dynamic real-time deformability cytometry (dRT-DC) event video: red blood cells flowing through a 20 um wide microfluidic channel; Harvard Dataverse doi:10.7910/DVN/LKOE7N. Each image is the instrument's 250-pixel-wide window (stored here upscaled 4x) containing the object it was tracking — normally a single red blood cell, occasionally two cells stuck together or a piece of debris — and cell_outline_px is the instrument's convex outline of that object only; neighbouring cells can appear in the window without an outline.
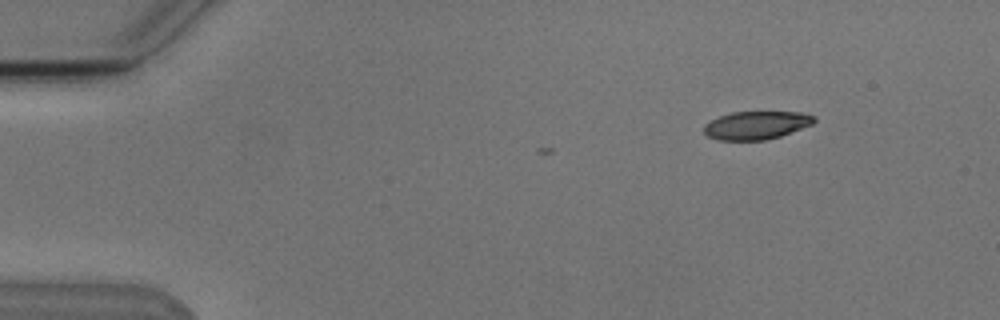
{"species": "Egyptian fruit bat (a non-hibernating species)", "species_latin": "Rousettus aegyptiacus", "temperature_condition": "cold", "stored_images_in_passage": 6, "camera_frame_rate_fps": 3000, "um_per_image_px": 0.085, "animal": {"sex": "male"}, "frame": {"image": 1, "passage_image": 1, "time_ms": 0.0, "image_size_px": [1000, 320], "cell_outline_px": [[816, 120], [812, 124], [780, 136], [764, 140], [720, 140], [708, 136], [704, 132], [704, 124], [720, 116], [732, 112], [804, 112], [816, 116]], "centroid_in_image_um": [64.31, 10.64], "position_along_channel_um": 20.7, "area_um2": 17.98}}
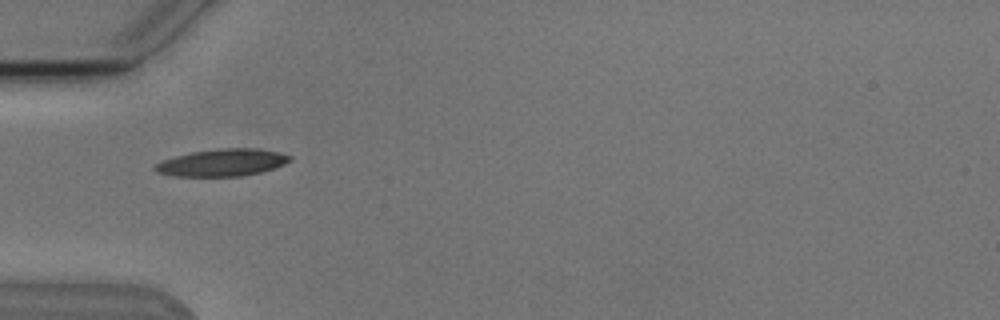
{"frame": {"image": 2, "passage_image": 4, "time_ms": 3.667, "image_size_px": [1000, 320], "cell_outline_px": [[292, 160], [284, 164], [260, 172], [240, 176], [176, 176], [156, 172], [152, 168], [156, 164], [164, 160], [176, 156], [192, 152], [216, 148], [256, 148], [276, 152], [292, 156]], "centroid_in_image_um": [18.88, 13.81], "position_along_channel_um": 66.1, "area_um2": 21.15}}
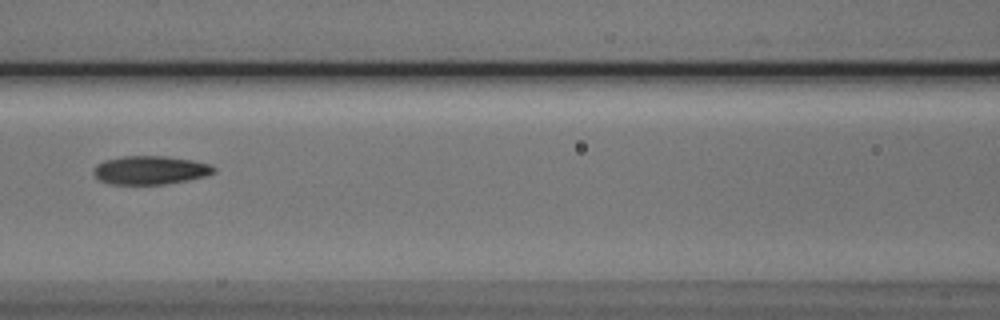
{"frame": {"image": 3, "passage_image": 6, "time_ms": 6.0, "image_size_px": [1000, 320], "cell_outline_px": [[216, 172], [204, 176], [188, 180], [164, 184], [112, 184], [100, 180], [92, 172], [92, 168], [96, 164], [104, 160], [124, 156], [164, 156], [192, 160], [208, 164], [216, 168]], "centroid_in_image_um": [12.75, 14.46], "position_along_channel_um": 153.9, "area_um2": 19.94}}